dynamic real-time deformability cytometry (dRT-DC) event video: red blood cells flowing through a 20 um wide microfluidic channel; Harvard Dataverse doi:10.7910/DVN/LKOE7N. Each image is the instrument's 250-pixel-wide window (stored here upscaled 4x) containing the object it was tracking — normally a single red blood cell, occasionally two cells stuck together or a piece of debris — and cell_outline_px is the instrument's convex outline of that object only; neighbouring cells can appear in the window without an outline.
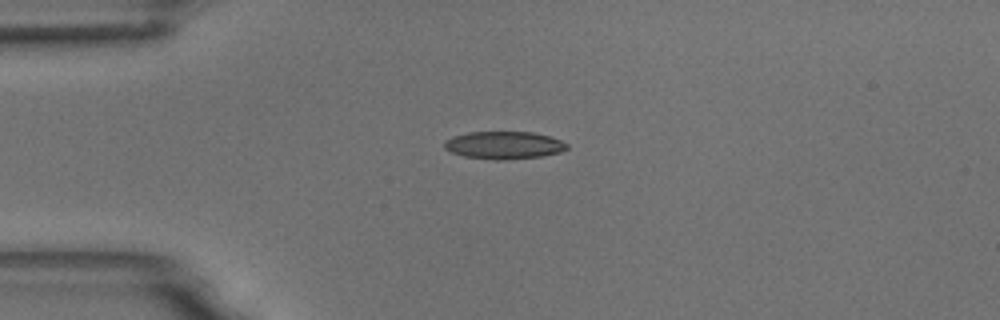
{"species": "common noctule bat (a hibernating species)", "species_latin": "Nyctalus noctula", "temperature_condition": "room temperature", "stored_images_in_passage": 6, "camera_frame_rate_fps": 3000, "um_per_image_px": 0.085, "animal": {"sex": "male", "body_mass_g": 18.8}, "frame": {"image": 1, "passage_image": 5, "time_ms": 5.667, "image_size_px": [1000, 320], "cell_outline_px": [[568, 148], [560, 152], [540, 156], [504, 160], [496, 160], [464, 156], [452, 152], [444, 148], [444, 140], [452, 136], [468, 132], [532, 132], [548, 136], [560, 140], [568, 144]], "centroid_in_image_um": [42.81, 12.33], "position_along_channel_um": 42.2, "area_um2": 19.65}}